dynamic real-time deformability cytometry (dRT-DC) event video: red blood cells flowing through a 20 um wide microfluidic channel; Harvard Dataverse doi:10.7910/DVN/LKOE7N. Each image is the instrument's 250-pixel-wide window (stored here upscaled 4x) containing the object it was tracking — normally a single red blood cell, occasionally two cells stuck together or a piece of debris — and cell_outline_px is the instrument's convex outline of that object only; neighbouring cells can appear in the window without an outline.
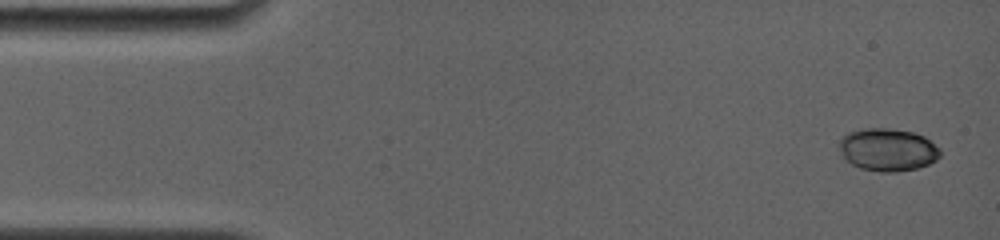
{"species": "common noctule bat (a hibernating species)", "species_latin": "Nyctalus noctula", "temperature_condition": "room temperature", "stored_images_in_passage": 14, "camera_frame_rate_fps": 4000, "um_per_image_px": 0.085, "animal": {"sex": "female", "body_mass_g": 19.0, "forearm_length_mm": 56.7}, "frame": {"image": 1, "passage_image": 1, "time_ms": 0.0, "image_size_px": [1000, 240], "cell_outline_px": [[940, 156], [936, 160], [928, 164], [916, 168], [896, 172], [880, 172], [860, 168], [852, 164], [844, 156], [840, 148], [840, 140], [848, 132], [864, 128], [888, 128], [912, 132], [924, 136], [940, 148]], "centroid_in_image_um": [75.48, 12.72], "position_along_channel_um": 9.5, "area_um2": 24.91}}
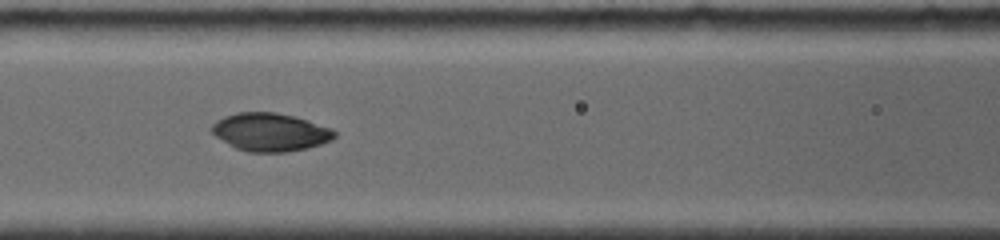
{"frame": {"image": 2, "passage_image": 10, "time_ms": 6.5, "image_size_px": [1000, 240], "cell_outline_px": [[336, 136], [332, 140], [308, 148], [288, 152], [248, 152], [236, 148], [228, 144], [216, 136], [212, 132], [212, 124], [216, 120], [224, 116], [236, 112], [276, 112], [308, 120], [332, 128], [336, 132]], "centroid_in_image_um": [22.98, 11.23], "position_along_channel_um": 143.6, "area_um2": 27.34}}
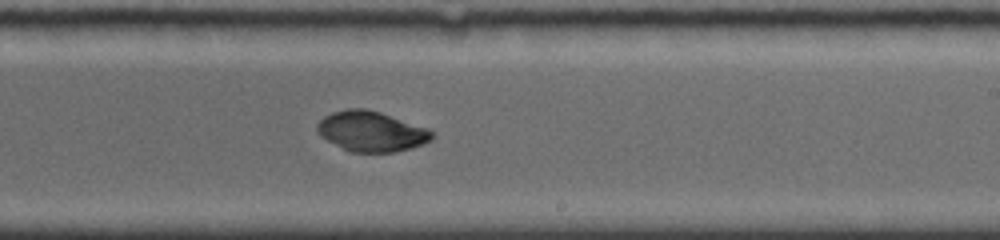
{"frame": {"image": 3, "passage_image": 14, "time_ms": 9.5, "image_size_px": [1000, 240], "cell_outline_px": [[436, 136], [432, 140], [424, 144], [412, 148], [396, 152], [352, 152], [320, 136], [316, 132], [316, 124], [324, 116], [332, 112], [348, 108], [364, 108], [380, 112], [428, 128]], "centroid_in_image_um": [31.58, 11.16], "position_along_channel_um": 257.4, "area_um2": 26.99}}